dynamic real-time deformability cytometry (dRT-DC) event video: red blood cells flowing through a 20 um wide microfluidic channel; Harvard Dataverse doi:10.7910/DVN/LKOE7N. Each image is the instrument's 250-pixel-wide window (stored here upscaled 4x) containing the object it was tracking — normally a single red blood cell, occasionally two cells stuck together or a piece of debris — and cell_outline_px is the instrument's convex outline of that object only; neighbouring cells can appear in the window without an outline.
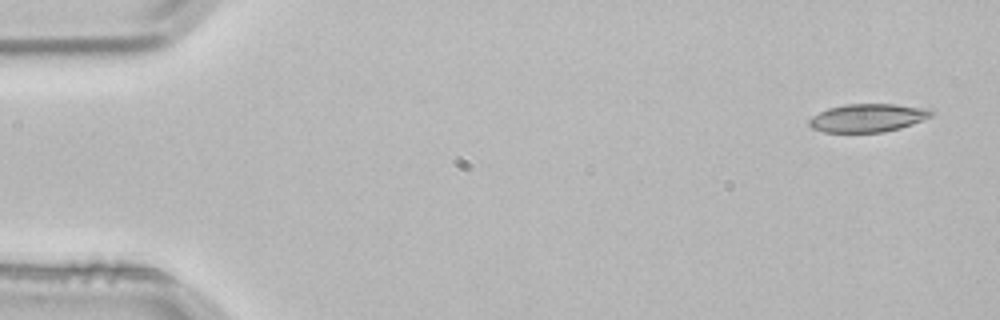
{"species": "common noctule bat (a hibernating species)", "species_latin": "Nyctalus noctula", "temperature_condition": "room temperature", "stored_images_in_passage": 4, "camera_frame_rate_fps": 3000, "um_per_image_px": 0.085, "animal": {"sex": "male", "body_mass_g": 21.5, "forearm_length_mm": 52.0}, "frame": {"image": 1, "passage_image": 1, "time_ms": 0.0, "image_size_px": [1000, 320], "cell_outline_px": [[936, 112], [932, 116], [912, 124], [900, 128], [884, 132], [824, 132], [812, 128], [808, 124], [808, 120], [812, 116], [828, 108], [848, 104], [892, 104], [932, 108]], "centroid_in_image_um": [73.8, 10.01], "position_along_channel_um": 11.2, "area_um2": 20.17}}
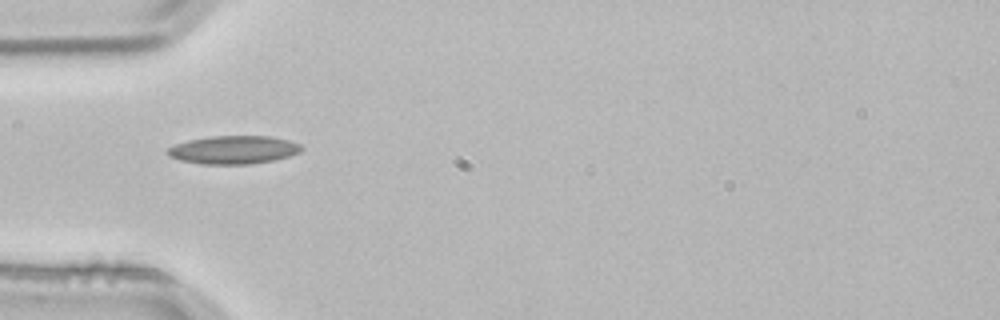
{"frame": {"image": 2, "passage_image": 4, "time_ms": 1.0, "image_size_px": [1000, 320], "cell_outline_px": [[304, 148], [300, 152], [288, 156], [272, 160], [252, 164], [200, 164], [180, 160], [168, 156], [164, 152], [168, 148], [176, 144], [188, 140], [212, 136], [268, 136], [288, 140], [300, 144]], "centroid_in_image_um": [19.82, 12.74], "position_along_channel_um": 65.2, "area_um2": 22.02}}